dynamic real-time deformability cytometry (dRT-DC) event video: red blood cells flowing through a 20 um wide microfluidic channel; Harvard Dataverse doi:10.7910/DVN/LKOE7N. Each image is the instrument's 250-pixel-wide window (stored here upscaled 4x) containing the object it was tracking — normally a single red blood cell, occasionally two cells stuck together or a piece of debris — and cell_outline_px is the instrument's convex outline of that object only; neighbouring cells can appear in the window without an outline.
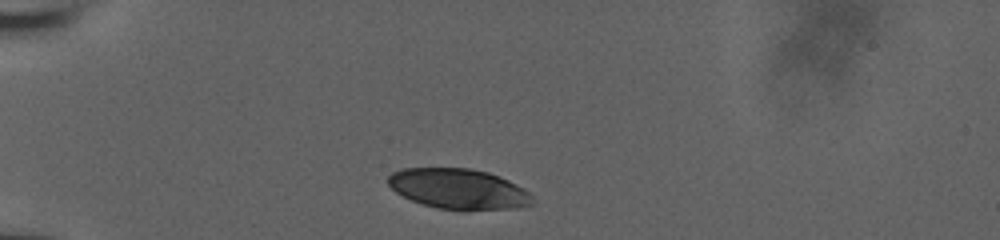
{"species": "human", "species_latin": "Homo sapiens", "temperature_condition": "room temperature", "stored_images_in_passage": 4, "camera_frame_rate_fps": 3000, "um_per_image_px": 0.085, "donor": {"sex": "male"}, "frame": {"image": 1, "passage_image": 1, "time_ms": 0.0, "image_size_px": [1000, 240], "cell_outline_px": [[532, 204], [516, 208], [436, 208], [412, 200], [396, 192], [388, 184], [388, 176], [392, 172], [400, 168], [468, 168], [488, 172], [500, 176], [524, 188], [532, 196]], "centroid_in_image_um": [38.95, 16.02], "position_along_channel_um": 46.1, "area_um2": 33.23}}
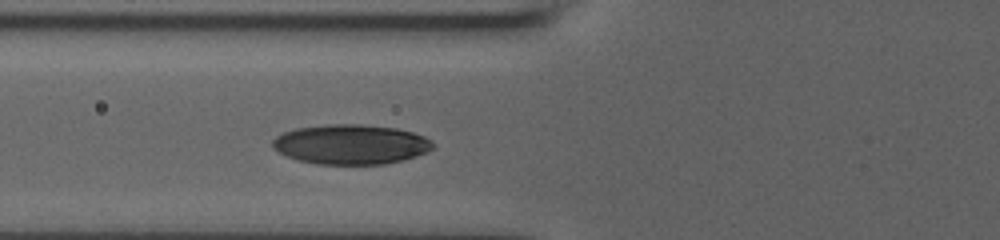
{"frame": {"image": 2, "passage_image": 4, "time_ms": 1.0, "image_size_px": [1000, 240], "cell_outline_px": [[436, 144], [428, 152], [404, 160], [384, 164], [316, 164], [296, 160], [272, 148], [272, 140], [276, 136], [284, 132], [296, 128], [324, 124], [360, 124], [396, 128], [412, 132], [424, 136], [432, 140]], "centroid_in_image_um": [29.83, 12.27], "position_along_channel_um": 96.0, "area_um2": 37.45}}